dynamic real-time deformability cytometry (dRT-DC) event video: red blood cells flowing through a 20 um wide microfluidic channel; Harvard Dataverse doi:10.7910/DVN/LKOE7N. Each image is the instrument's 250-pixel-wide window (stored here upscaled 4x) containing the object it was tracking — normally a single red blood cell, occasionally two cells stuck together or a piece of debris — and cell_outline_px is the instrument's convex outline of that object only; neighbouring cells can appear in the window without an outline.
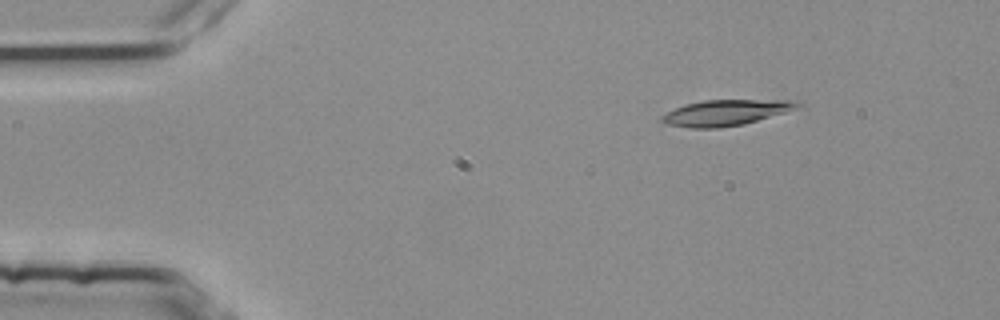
{"species": "common noctule bat (a hibernating species)", "species_latin": "Nyctalus noctula", "temperature_condition": "room temperature", "stored_images_in_passage": 4, "segment_of_instrument_passage": [1, 2], "camera_frame_rate_fps": 3000, "um_per_image_px": 0.085, "animal": {"sex": "female", "body_mass_g": 25.1}, "frame": {"image": 1, "passage_image": 1, "time_ms": 0.0, "image_size_px": [1000, 320], "cell_outline_px": [[804, 104], [796, 108], [784, 112], [744, 124], [716, 128], [688, 128], [664, 124], [660, 120], [660, 116], [684, 104], [704, 100], [792, 100]], "centroid_in_image_um": [61.63, 9.58], "position_along_channel_um": 23.4, "area_um2": 20.29}}
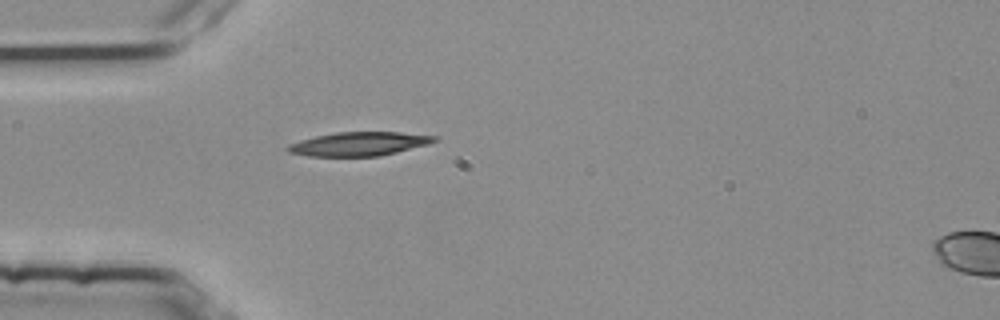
{"frame": {"image": 2, "passage_image": 3, "time_ms": 0.667, "image_size_px": [1000, 320], "cell_outline_px": [[440, 140], [428, 144], [380, 156], [308, 156], [288, 152], [284, 148], [288, 144], [300, 140], [316, 136], [336, 132], [400, 132], [440, 136]], "centroid_in_image_um": [30.53, 12.22], "position_along_channel_um": 54.5, "area_um2": 20.46}}